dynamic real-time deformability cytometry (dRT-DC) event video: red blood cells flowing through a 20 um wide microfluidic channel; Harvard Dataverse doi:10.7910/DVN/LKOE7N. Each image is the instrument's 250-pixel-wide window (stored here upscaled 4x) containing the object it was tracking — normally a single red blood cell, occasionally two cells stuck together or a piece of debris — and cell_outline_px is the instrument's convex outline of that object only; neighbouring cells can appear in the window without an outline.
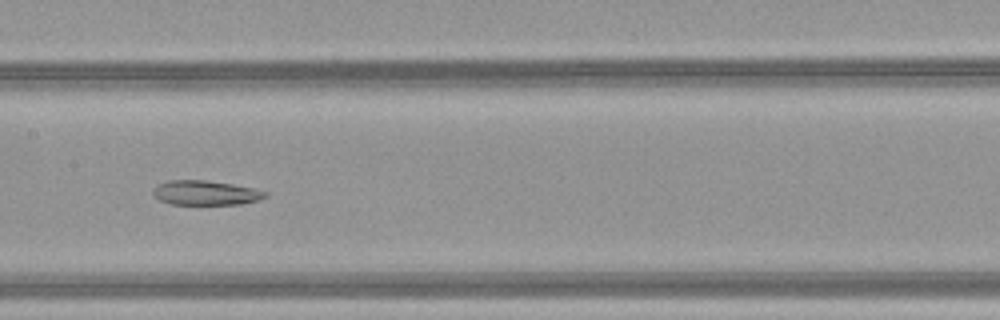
{"species": "common noctule bat (a hibernating species)", "species_latin": "Nyctalus noctula", "temperature_condition": "warm", "stored_images_in_passage": 49, "camera_frame_rate_fps": 3000, "um_per_image_px": 0.085, "animal": {"sex": "female", "body_mass_g": 21.9}, "frame": {"image": 1, "passage_image": 26, "time_ms": 8.333, "image_size_px": [1000, 320], "cell_outline_px": [[268, 196], [256, 200], [240, 204], [172, 204], [160, 200], [152, 196], [152, 188], [156, 184], [168, 180], [204, 180], [232, 184], [256, 188], [268, 192]], "centroid_in_image_um": [17.44, 16.38], "position_along_channel_um": 190.0, "area_um2": 16.18}}
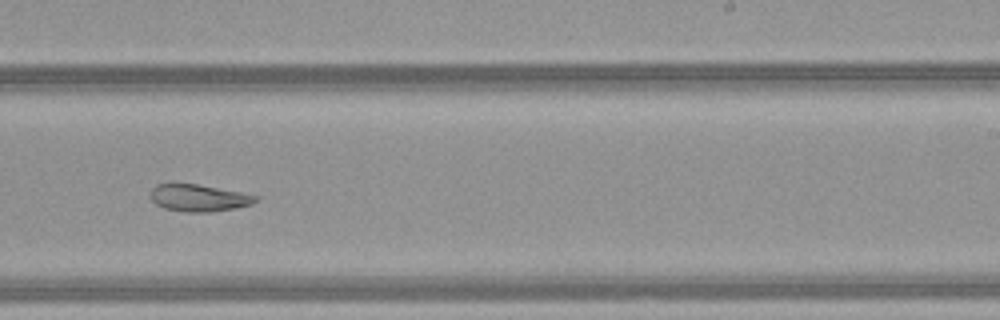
{"frame": {"image": 2, "passage_image": 32, "time_ms": 10.333, "image_size_px": [1000, 320], "cell_outline_px": [[260, 196], [252, 204], [236, 208], [212, 212], [188, 212], [164, 208], [156, 204], [152, 200], [152, 188], [156, 184], [196, 184], [240, 192]], "centroid_in_image_um": [16.92, 16.83], "position_along_channel_um": 272.1, "area_um2": 16.36}}
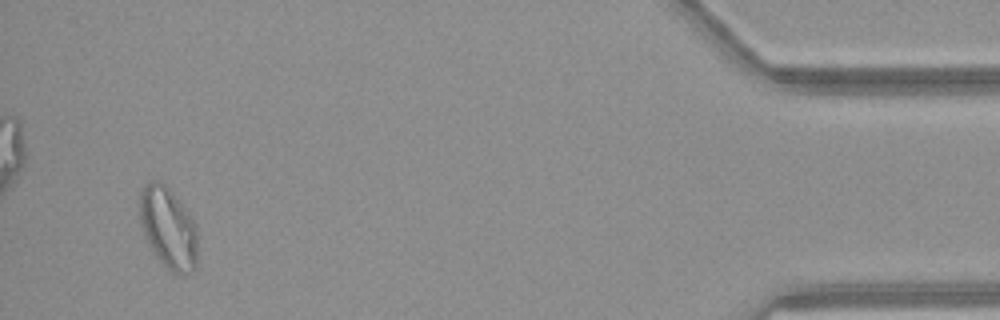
{"frame": {"image": 3, "passage_image": 48, "time_ms": 15.667, "image_size_px": [1000, 320], "cell_outline_px": [[196, 268], [192, 272], [172, 272], [160, 260], [148, 244], [144, 236], [140, 224], [140, 192], [144, 184], [148, 180], [156, 180], [164, 184], [172, 192], [188, 212], [196, 224]], "centroid_in_image_um": [14.28, 19.33], "position_along_channel_um": 420.9, "area_um2": 27.17}}